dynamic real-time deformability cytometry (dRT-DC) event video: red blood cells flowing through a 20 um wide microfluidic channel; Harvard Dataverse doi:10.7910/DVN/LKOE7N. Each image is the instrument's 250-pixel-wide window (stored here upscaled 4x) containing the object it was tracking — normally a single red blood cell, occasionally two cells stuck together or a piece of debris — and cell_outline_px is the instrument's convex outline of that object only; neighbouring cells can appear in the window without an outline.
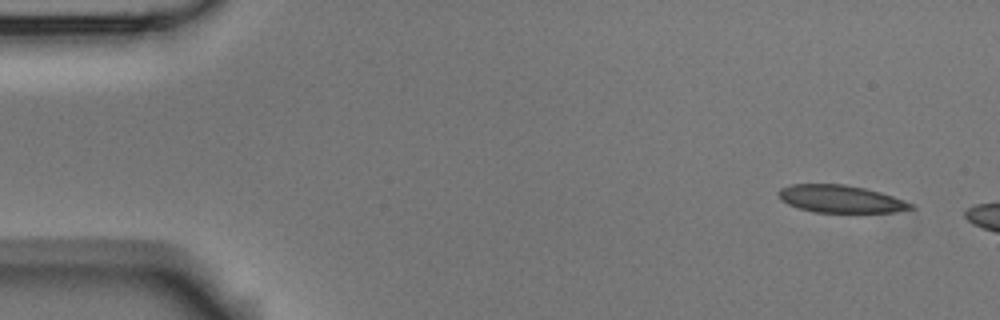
{"species": "Egyptian fruit bat (a non-hibernating species)", "species_latin": "Rousettus aegyptiacus", "temperature_condition": "room temperature", "stored_images_in_passage": 4, "camera_frame_rate_fps": 3000, "um_per_image_px": 0.085, "animal": {"sex": "male"}, "frame": {"image": 1, "passage_image": 1, "time_ms": 0.0, "image_size_px": [1000, 320], "cell_outline_px": [[916, 208], [896, 212], [816, 212], [800, 208], [788, 204], [780, 200], [776, 192], [780, 188], [792, 184], [844, 184], [864, 188], [880, 192], [892, 196], [912, 204]], "centroid_in_image_um": [71.41, 16.9], "position_along_channel_um": 13.6, "area_um2": 21.1}}